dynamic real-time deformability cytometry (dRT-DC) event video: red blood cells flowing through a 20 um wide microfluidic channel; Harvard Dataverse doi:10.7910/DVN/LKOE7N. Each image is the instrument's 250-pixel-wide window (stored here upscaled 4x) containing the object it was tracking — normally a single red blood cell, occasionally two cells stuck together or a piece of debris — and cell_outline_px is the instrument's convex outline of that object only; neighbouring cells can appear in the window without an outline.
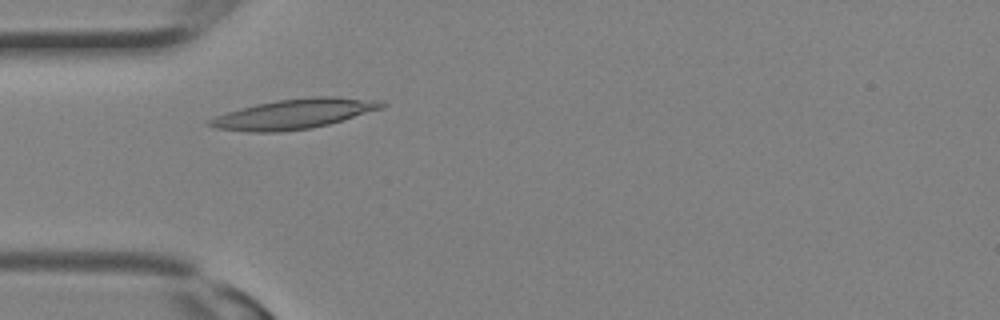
{"species": "Egyptian fruit bat (a non-hibernating species)", "species_latin": "Rousettus aegyptiacus", "temperature_condition": "room temperature", "stored_images_in_passage": 27, "camera_frame_rate_fps": 3000, "um_per_image_px": 0.085, "animal": {"sex": "female"}, "frame": {"image": 1, "passage_image": 6, "time_ms": 1.667, "image_size_px": [1000, 320], "cell_outline_px": [[388, 104], [384, 108], [328, 124], [312, 128], [280, 132], [252, 132], [216, 128], [204, 124], [204, 120], [240, 108], [256, 104], [276, 100], [316, 96], [336, 96], [384, 100]], "centroid_in_image_um": [25.02, 9.67], "position_along_channel_um": 60.0, "area_um2": 30.29}}
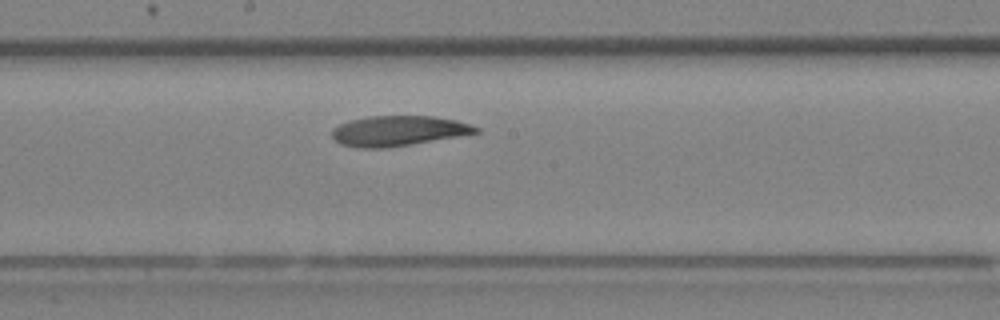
{"frame": {"image": 2, "passage_image": 13, "time_ms": 4.0, "image_size_px": [1000, 320], "cell_outline_px": [[480, 132], [384, 148], [360, 148], [340, 144], [332, 136], [332, 128], [348, 120], [368, 116], [432, 116], [456, 120], [472, 124], [480, 128]], "centroid_in_image_um": [33.83, 11.11], "position_along_channel_um": 214.4, "area_um2": 25.09}}
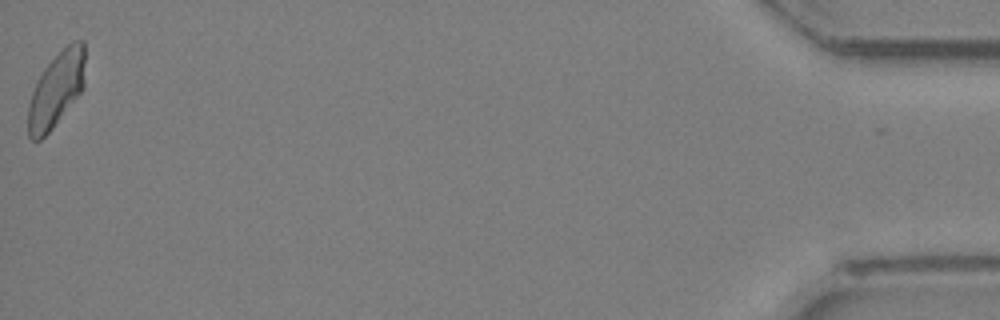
{"frame": {"image": 3, "passage_image": 27, "time_ms": 8.667, "image_size_px": [1000, 320], "cell_outline_px": [[84, 88], [52, 128], [40, 140], [32, 140], [28, 136], [28, 104], [32, 92], [44, 68], [72, 40], [84, 40]], "centroid_in_image_um": [4.79, 7.61], "position_along_channel_um": 430.4, "area_um2": 24.51}}